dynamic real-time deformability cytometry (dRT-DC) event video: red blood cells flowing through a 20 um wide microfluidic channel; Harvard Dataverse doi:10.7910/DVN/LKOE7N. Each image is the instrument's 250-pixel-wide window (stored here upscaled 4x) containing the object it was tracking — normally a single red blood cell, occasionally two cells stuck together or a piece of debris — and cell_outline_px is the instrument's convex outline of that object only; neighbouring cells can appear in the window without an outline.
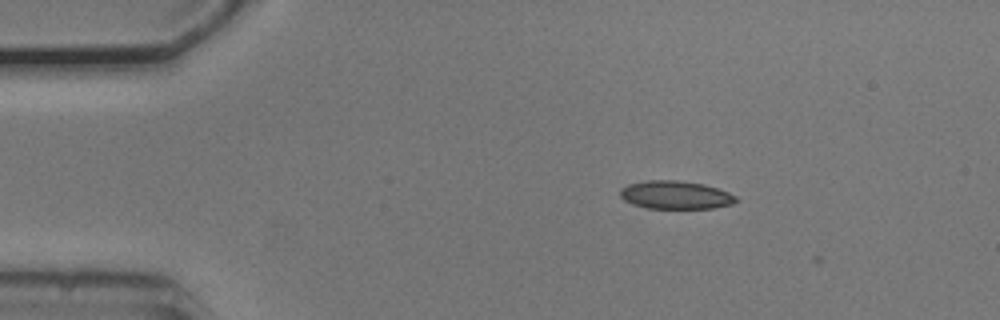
{"species": "common noctule bat (a hibernating species)", "species_latin": "Nyctalus noctula", "temperature_condition": "cold", "stored_images_in_passage": 10, "camera_frame_rate_fps": 3000, "um_per_image_px": 0.085, "animal": {"sex": "male", "body_mass_g": 20.5, "forearm_length_mm": 52.5}, "frame": {"image": 1, "passage_image": 4, "time_ms": 1.0, "image_size_px": [1000, 320], "cell_outline_px": [[740, 200], [732, 204], [712, 208], [648, 208], [632, 204], [624, 200], [620, 196], [620, 188], [628, 184], [648, 180], [676, 180], [704, 184], [728, 192], [736, 196]], "centroid_in_image_um": [57.41, 16.57], "position_along_channel_um": 27.6, "area_um2": 19.02}}